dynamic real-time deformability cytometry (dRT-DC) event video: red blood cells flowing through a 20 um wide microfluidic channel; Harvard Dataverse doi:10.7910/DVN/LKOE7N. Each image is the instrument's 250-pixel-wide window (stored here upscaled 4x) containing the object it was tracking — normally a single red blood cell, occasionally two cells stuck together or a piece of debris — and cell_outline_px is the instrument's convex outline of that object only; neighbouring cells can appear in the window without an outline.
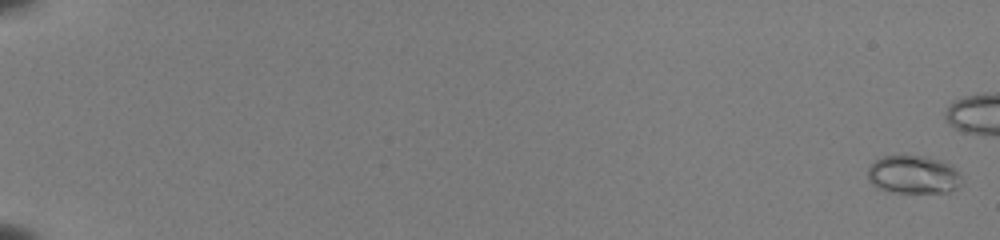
{"species": "common noctule bat (a hibernating species)", "species_latin": "Nyctalus noctula", "temperature_condition": "room temperature", "stored_images_in_passage": 47, "camera_frame_rate_fps": 3000, "um_per_image_px": 0.085, "animal": {"sex": "female", "body_mass_g": 22.0, "forearm_length_mm": 56.7}, "frame": {"image": 1, "passage_image": 2, "time_ms": 0.333, "image_size_px": [1000, 240], "cell_outline_px": [[964, 176], [960, 184], [956, 188], [948, 192], [892, 192], [876, 188], [868, 180], [868, 168], [876, 160], [884, 156], [924, 156], [944, 160], [952, 164]], "centroid_in_image_um": [77.69, 14.84], "position_along_channel_um": 7.3, "area_um2": 21.21}}
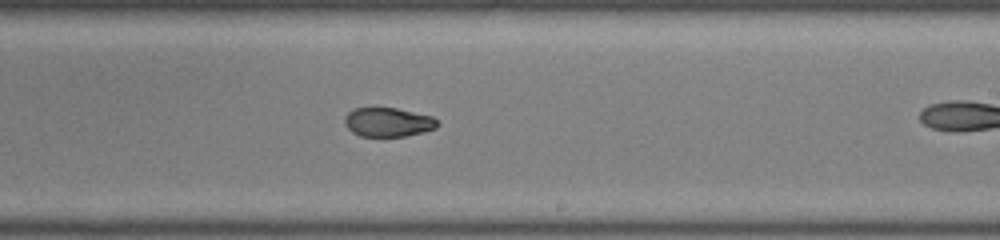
{"frame": {"image": 2, "passage_image": 37, "time_ms": 12.0, "image_size_px": [1000, 240], "cell_outline_px": [[440, 124], [436, 128], [424, 132], [404, 136], [360, 136], [352, 132], [344, 124], [344, 116], [352, 108], [396, 108], [432, 116]], "centroid_in_image_um": [32.97, 10.38], "position_along_channel_um": 256.0, "area_um2": 15.78}}
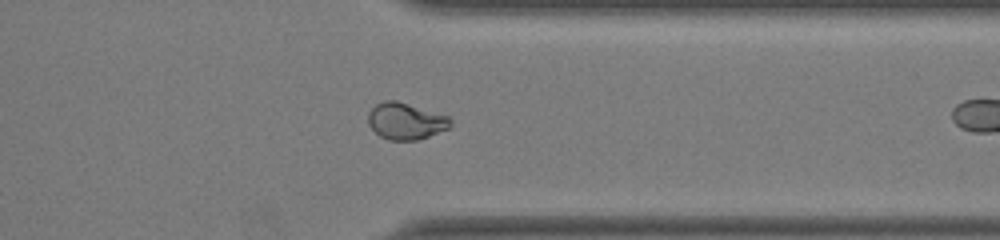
{"frame": {"image": 3, "passage_image": 46, "time_ms": 15.0, "image_size_px": [1000, 240], "cell_outline_px": [[452, 124], [448, 128], [428, 136], [416, 140], [388, 140], [380, 136], [368, 124], [368, 112], [376, 104], [384, 100], [396, 100], [448, 116], [452, 120]], "centroid_in_image_um": [34.47, 10.29], "position_along_channel_um": 376.9, "area_um2": 17.46}}